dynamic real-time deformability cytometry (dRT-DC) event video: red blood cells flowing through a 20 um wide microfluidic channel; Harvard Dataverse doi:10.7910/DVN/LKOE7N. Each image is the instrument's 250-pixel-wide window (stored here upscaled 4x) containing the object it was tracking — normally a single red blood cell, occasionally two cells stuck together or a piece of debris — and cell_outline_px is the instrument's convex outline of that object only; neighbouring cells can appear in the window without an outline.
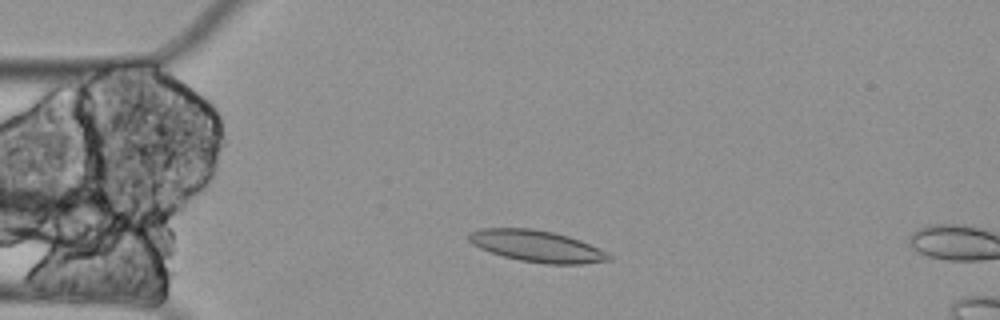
{"species": "Egyptian fruit bat (a non-hibernating species)", "species_latin": "Rousettus aegyptiacus", "temperature_condition": "cold", "stored_images_in_passage": 5, "camera_frame_rate_fps": 3000, "um_per_image_px": 0.085, "animal": {"sex": "female"}, "frame": {"image": 1, "passage_image": 3, "time_ms": 0.667, "image_size_px": [1000, 320], "cell_outline_px": [[612, 260], [584, 264], [544, 264], [520, 260], [504, 256], [480, 248], [472, 244], [468, 240], [468, 232], [480, 228], [532, 228], [552, 232], [568, 236], [580, 240], [612, 256]], "centroid_in_image_um": [45.6, 20.92], "position_along_channel_um": 39.4, "area_um2": 25.61}}